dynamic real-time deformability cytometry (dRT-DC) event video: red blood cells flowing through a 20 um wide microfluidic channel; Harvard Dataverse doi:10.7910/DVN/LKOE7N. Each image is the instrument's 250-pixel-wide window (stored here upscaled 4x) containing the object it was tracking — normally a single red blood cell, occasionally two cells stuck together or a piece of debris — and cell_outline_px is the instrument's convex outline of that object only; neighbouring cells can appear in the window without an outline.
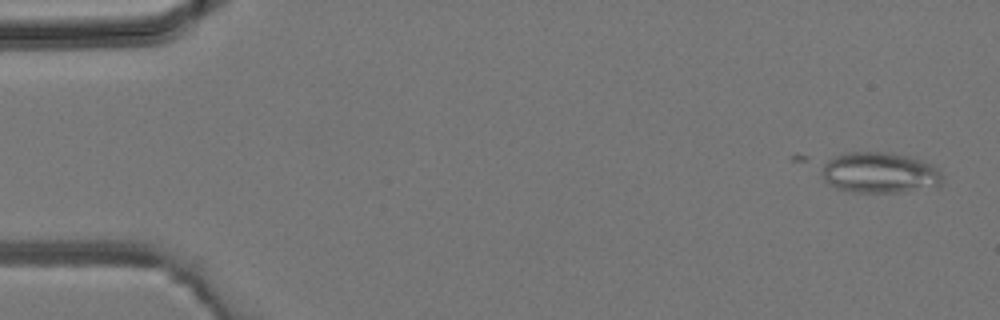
{"species": "common noctule bat (a hibernating species)", "species_latin": "Nyctalus noctula", "temperature_condition": "room temperature", "stored_images_in_passage": 29, "camera_frame_rate_fps": 3000, "um_per_image_px": 0.085, "animal": {"sex": "male", "body_mass_g": 19.2, "forearm_length_mm": 51.8}, "frame": {"image": 1, "passage_image": 2, "time_ms": 0.333, "image_size_px": [1000, 320], "cell_outline_px": [[944, 176], [940, 184], [896, 192], [852, 192], [836, 188], [824, 180], [824, 160], [832, 156], [844, 152], [892, 152], [908, 156], [932, 164], [940, 168]], "centroid_in_image_um": [74.75, 14.65], "position_along_channel_um": 10.2, "area_um2": 28.61}}
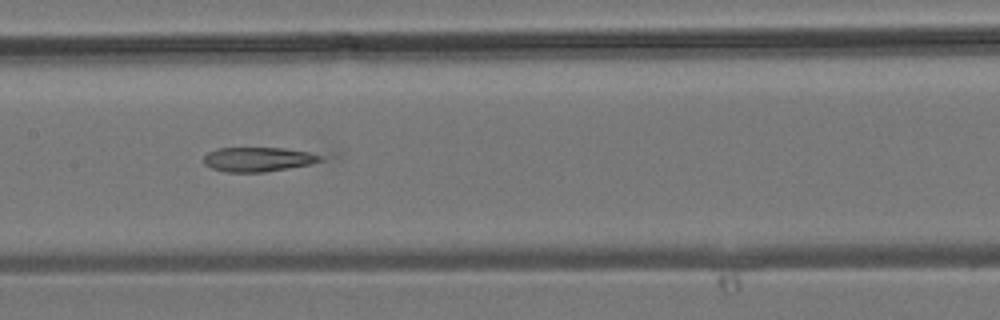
{"frame": {"image": 2, "passage_image": 21, "time_ms": 6.667, "image_size_px": [1000, 320], "cell_outline_px": [[332, 156], [324, 160], [312, 164], [264, 172], [228, 172], [212, 168], [204, 164], [204, 156], [208, 152], [216, 148], [284, 148], [332, 152]], "centroid_in_image_um": [22.23, 13.51], "position_along_channel_um": 185.2, "area_um2": 17.57}}
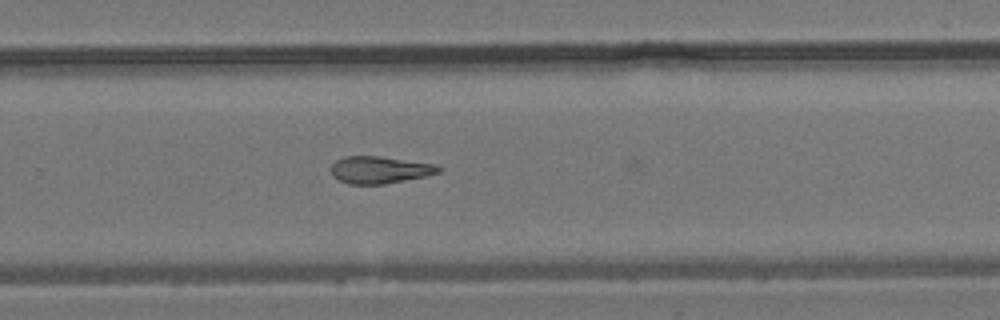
{"frame": {"image": 3, "passage_image": 28, "time_ms": 9.0, "image_size_px": [1000, 320], "cell_outline_px": [[444, 168], [440, 172], [424, 176], [384, 184], [348, 184], [332, 176], [332, 164], [336, 160], [344, 156], [380, 156], [432, 164]], "centroid_in_image_um": [32.25, 14.43], "position_along_channel_um": 297.6, "area_um2": 16.82}}